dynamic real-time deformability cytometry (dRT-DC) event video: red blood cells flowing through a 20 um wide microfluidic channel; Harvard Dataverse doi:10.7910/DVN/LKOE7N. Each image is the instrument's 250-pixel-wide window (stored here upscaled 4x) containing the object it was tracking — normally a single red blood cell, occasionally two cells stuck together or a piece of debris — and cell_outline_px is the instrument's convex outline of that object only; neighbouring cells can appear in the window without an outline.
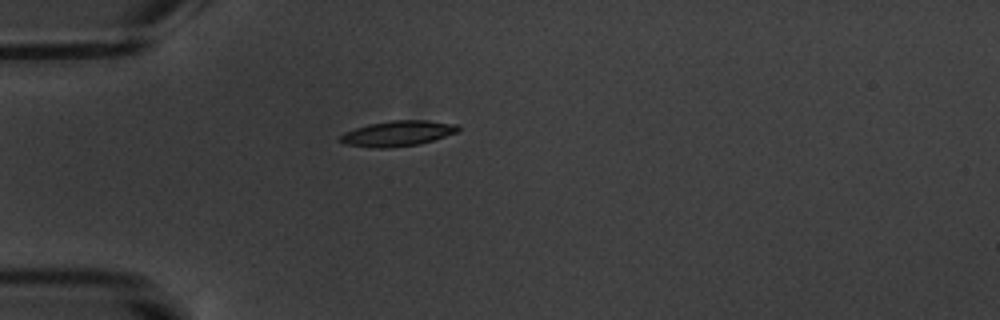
{"species": "common noctule bat (a hibernating species)", "species_latin": "Nyctalus noctula", "temperature_condition": "warm", "stored_images_in_passage": 1, "camera_frame_rate_fps": 3000, "um_per_image_px": 0.085, "animal": {"sex": "male", "body_mass_g": 20.1, "forearm_length_mm": 53.5}, "frame": {"image": 1, "passage_image": 1, "time_ms": 0.0, "image_size_px": [1000, 320], "cell_outline_px": [[460, 132], [420, 144], [388, 148], [372, 148], [344, 144], [340, 140], [340, 136], [344, 132], [368, 124], [392, 120], [428, 120], [456, 124], [460, 128]], "centroid_in_image_um": [33.83, 11.34], "position_along_channel_um": 51.2, "area_um2": 17.63}}